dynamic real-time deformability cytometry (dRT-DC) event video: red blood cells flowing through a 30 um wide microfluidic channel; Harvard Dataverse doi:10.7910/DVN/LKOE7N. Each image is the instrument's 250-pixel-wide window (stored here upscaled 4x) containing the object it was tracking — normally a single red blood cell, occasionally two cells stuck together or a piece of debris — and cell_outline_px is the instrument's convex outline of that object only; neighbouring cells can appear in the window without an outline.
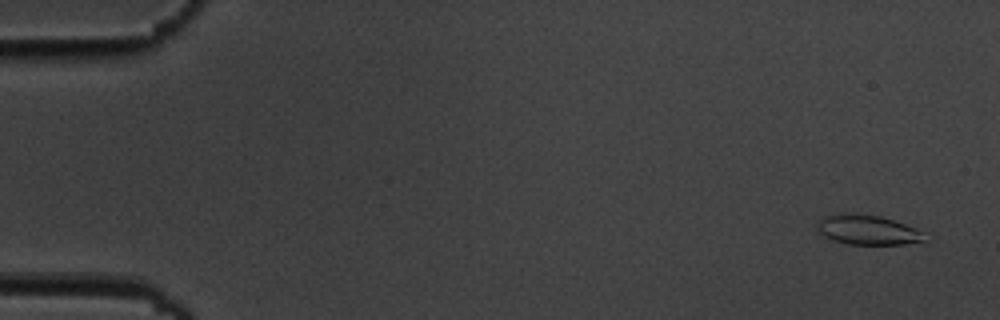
{"species": "common noctule bat (a hibernating species)", "species_latin": "Nyctalus noctula", "temperature_condition": "cold", "stored_images_in_passage": 6, "camera_frame_rate_fps": 3000, "um_per_image_px": 0.085, "animal": {"sex": "male", "body_mass_g": 19.5, "forearm_length_mm": 54.6}, "frame": {"image": 1, "passage_image": 1, "time_ms": 0.0, "image_size_px": [1000, 320], "cell_outline_px": [[924, 240], [904, 244], [848, 244], [832, 240], [816, 232], [816, 224], [824, 216], [852, 212], [880, 216], [916, 228], [924, 232]], "centroid_in_image_um": [73.68, 19.53], "position_along_channel_um": 11.3, "area_um2": 18.61}}